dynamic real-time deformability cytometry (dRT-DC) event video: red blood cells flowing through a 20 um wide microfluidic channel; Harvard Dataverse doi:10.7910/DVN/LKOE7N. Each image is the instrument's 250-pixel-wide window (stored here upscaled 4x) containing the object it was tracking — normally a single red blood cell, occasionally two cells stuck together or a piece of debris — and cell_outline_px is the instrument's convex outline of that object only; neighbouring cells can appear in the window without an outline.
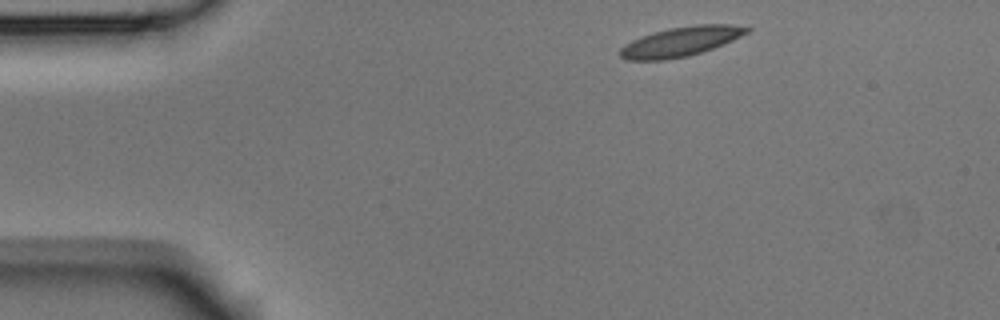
{"species": "Egyptian fruit bat (a non-hibernating species)", "species_latin": "Rousettus aegyptiacus", "temperature_condition": "room temperature", "stored_images_in_passage": 3, "camera_frame_rate_fps": 3000, "um_per_image_px": 0.085, "animal": {"sex": "male"}, "frame": {"image": 1, "passage_image": 1, "time_ms": 0.0, "image_size_px": [1000, 320], "cell_outline_px": [[752, 28], [748, 32], [732, 40], [712, 48], [688, 56], [664, 60], [624, 60], [620, 56], [620, 48], [624, 44], [640, 36], [668, 28], [696, 24], [732, 24]], "centroid_in_image_um": [57.82, 3.53], "position_along_channel_um": 27.2, "area_um2": 21.79}}
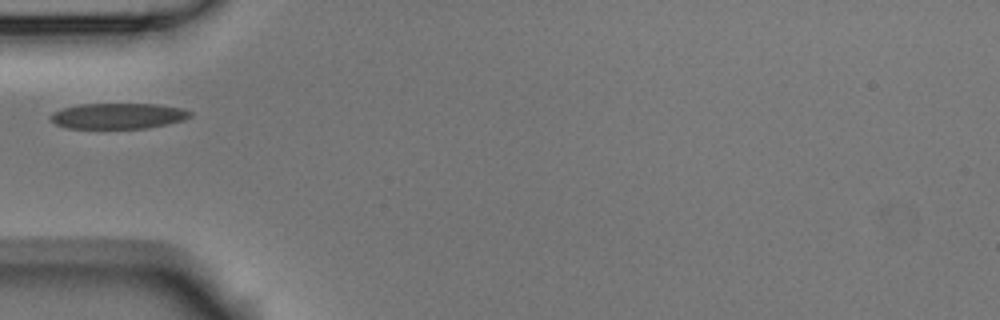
{"frame": {"image": 2, "passage_image": 3, "time_ms": 0.667, "image_size_px": [1000, 320], "cell_outline_px": [[192, 116], [184, 120], [168, 124], [144, 128], [68, 128], [56, 124], [48, 116], [52, 112], [64, 108], [80, 104], [160, 104], [184, 108], [192, 112]], "centroid_in_image_um": [10.08, 9.85], "position_along_channel_um": 74.9, "area_um2": 20.98}}